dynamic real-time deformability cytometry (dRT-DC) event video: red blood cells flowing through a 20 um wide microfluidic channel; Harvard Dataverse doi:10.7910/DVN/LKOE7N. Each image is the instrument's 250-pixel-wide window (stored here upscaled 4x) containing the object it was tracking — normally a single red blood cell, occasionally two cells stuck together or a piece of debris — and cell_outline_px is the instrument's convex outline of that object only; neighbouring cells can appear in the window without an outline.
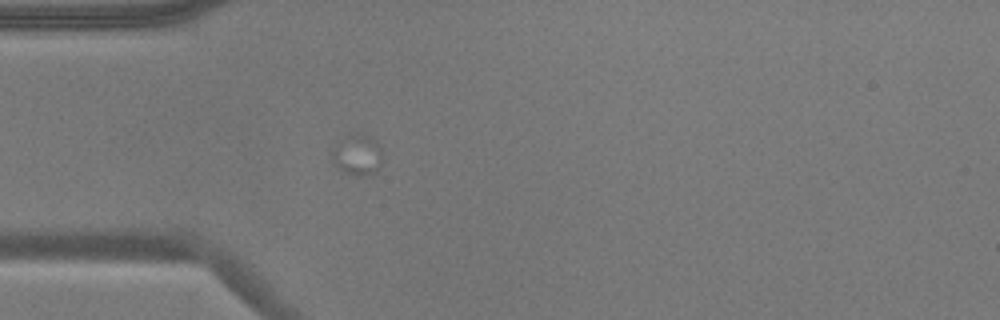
{"species": "common noctule bat (a hibernating species)", "species_latin": "Nyctalus noctula", "temperature_condition": "warm", "stored_images_in_passage": 9, "camera_frame_rate_fps": 3000, "um_per_image_px": 0.085, "animal": {"sex": "male", "body_mass_g": 17.9}, "frame": {"image": 1, "passage_image": 1, "time_ms": 0.0, "image_size_px": [1000, 320], "cell_outline_px": [[380, 164], [376, 172], [372, 176], [356, 176], [344, 172], [336, 164], [332, 156], [332, 148], [356, 132], [372, 140], [376, 144], [380, 152]], "centroid_in_image_um": [30.37, 13.24], "position_along_channel_um": 54.6, "area_um2": 11.27}}
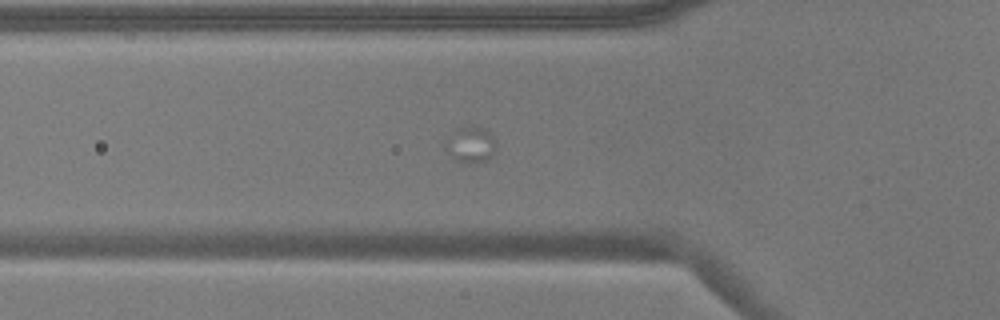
{"frame": {"image": 2, "passage_image": 4, "time_ms": 1.0, "image_size_px": [1000, 320], "cell_outline_px": [[496, 148], [492, 156], [488, 160], [464, 164], [456, 160], [448, 152], [444, 144], [460, 128], [472, 124], [484, 128], [492, 136], [496, 144]], "centroid_in_image_um": [40.05, 12.31], "position_along_channel_um": 85.7, "area_um2": 10.46}}